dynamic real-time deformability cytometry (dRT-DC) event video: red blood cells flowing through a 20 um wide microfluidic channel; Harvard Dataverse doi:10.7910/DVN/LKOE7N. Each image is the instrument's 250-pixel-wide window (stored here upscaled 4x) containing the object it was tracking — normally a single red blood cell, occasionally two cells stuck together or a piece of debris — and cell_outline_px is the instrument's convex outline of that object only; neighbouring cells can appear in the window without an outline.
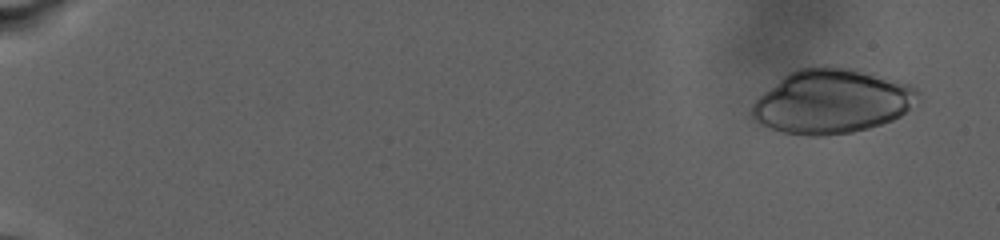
{"species": "human", "species_latin": "Homo sapiens", "temperature_condition": "warm", "stored_images_in_passage": 67, "camera_frame_rate_fps": 3000, "um_per_image_px": 0.085, "donor": {"sex": "male"}, "frame": {"image": 1, "passage_image": 3, "time_ms": 1.0, "image_size_px": [1000, 240], "cell_outline_px": [[920, 92], [908, 108], [900, 116], [892, 120], [868, 128], [852, 132], [824, 136], [808, 136], [780, 132], [760, 124], [752, 116], [752, 104], [764, 92], [788, 72], [800, 68], [820, 64], [836, 64], [856, 68], [912, 84]], "centroid_in_image_um": [70.7, 8.58], "position_along_channel_um": 14.3, "area_um2": 62.77}}
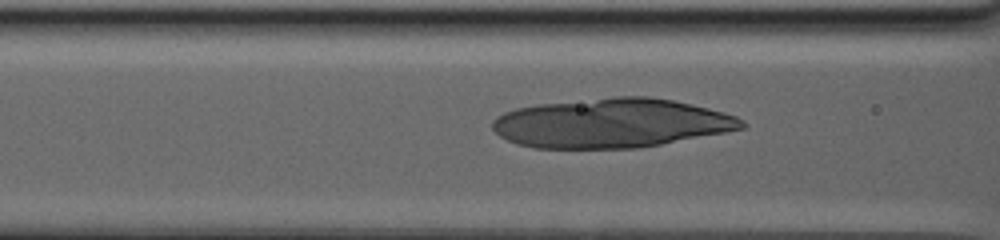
{"frame": {"image": 2, "passage_image": 35, "time_ms": 12.333, "image_size_px": [1000, 240], "cell_outline_px": [[748, 124], [744, 128], [724, 132], [660, 144], [636, 148], [536, 148], [516, 144], [500, 136], [492, 128], [492, 120], [496, 116], [504, 112], [516, 108], [536, 104], [612, 96], [648, 96], [672, 100], [708, 108], [724, 112], [736, 116], [744, 120]], "centroid_in_image_um": [51.94, 10.45], "position_along_channel_um": 114.7, "area_um2": 71.67}}
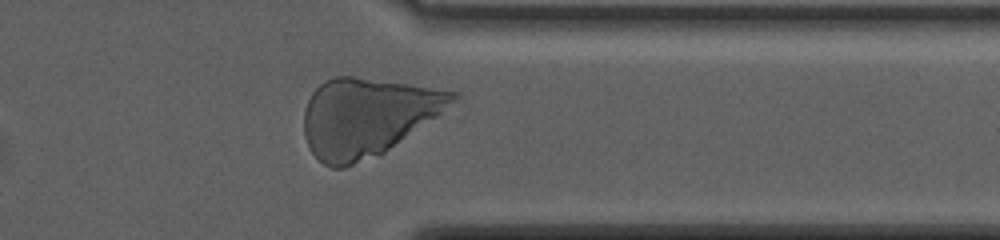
{"frame": {"image": 3, "passage_image": 56, "time_ms": 22.667, "image_size_px": [1000, 240], "cell_outline_px": [[464, 100], [380, 156], [344, 168], [332, 168], [324, 164], [308, 148], [304, 136], [304, 108], [312, 92], [324, 80], [336, 76], [356, 76], [460, 92]], "centroid_in_image_um": [31.3, 9.94], "position_along_channel_um": 380.1, "area_um2": 69.24}}